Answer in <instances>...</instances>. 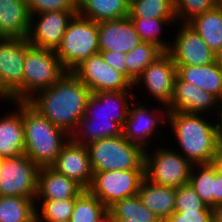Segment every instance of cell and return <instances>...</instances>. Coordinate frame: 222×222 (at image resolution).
I'll return each instance as SVG.
<instances>
[{
  "label": "cell",
  "instance_id": "ee69618b",
  "mask_svg": "<svg viewBox=\"0 0 222 222\" xmlns=\"http://www.w3.org/2000/svg\"><path fill=\"white\" fill-rule=\"evenodd\" d=\"M220 106H221L220 107V113H219V116H218L216 121H218L220 138H221V141H222V103H221Z\"/></svg>",
  "mask_w": 222,
  "mask_h": 222
},
{
  "label": "cell",
  "instance_id": "cb8c5ba5",
  "mask_svg": "<svg viewBox=\"0 0 222 222\" xmlns=\"http://www.w3.org/2000/svg\"><path fill=\"white\" fill-rule=\"evenodd\" d=\"M138 196L162 222L175 211L176 188L158 185L144 178Z\"/></svg>",
  "mask_w": 222,
  "mask_h": 222
},
{
  "label": "cell",
  "instance_id": "7402d4cb",
  "mask_svg": "<svg viewBox=\"0 0 222 222\" xmlns=\"http://www.w3.org/2000/svg\"><path fill=\"white\" fill-rule=\"evenodd\" d=\"M30 17L27 0H0V38H27Z\"/></svg>",
  "mask_w": 222,
  "mask_h": 222
},
{
  "label": "cell",
  "instance_id": "603a6c76",
  "mask_svg": "<svg viewBox=\"0 0 222 222\" xmlns=\"http://www.w3.org/2000/svg\"><path fill=\"white\" fill-rule=\"evenodd\" d=\"M177 76L214 95L222 103V68L217 61L200 66L176 65Z\"/></svg>",
  "mask_w": 222,
  "mask_h": 222
},
{
  "label": "cell",
  "instance_id": "d590c367",
  "mask_svg": "<svg viewBox=\"0 0 222 222\" xmlns=\"http://www.w3.org/2000/svg\"><path fill=\"white\" fill-rule=\"evenodd\" d=\"M212 211L195 192L194 188L187 183L176 188L175 211Z\"/></svg>",
  "mask_w": 222,
  "mask_h": 222
},
{
  "label": "cell",
  "instance_id": "5bb4252c",
  "mask_svg": "<svg viewBox=\"0 0 222 222\" xmlns=\"http://www.w3.org/2000/svg\"><path fill=\"white\" fill-rule=\"evenodd\" d=\"M136 101L137 99L135 98V100L131 103L132 106L130 105L129 107L127 120L125 121V125L122 128V135L129 142L140 146L144 151L148 148L150 151L149 145L150 143H152L153 139H156V134L154 133L159 134L158 132H156V128L158 126H161L160 122L162 123V125L164 123L166 124V119H168V109L167 107H160V110H158V112L159 114L161 113L160 115L162 117H158L159 114L155 109H151L150 107L146 106V104H142L139 100L137 101L139 104L138 105ZM161 108L163 111L161 110ZM151 138L153 139L151 140Z\"/></svg>",
  "mask_w": 222,
  "mask_h": 222
},
{
  "label": "cell",
  "instance_id": "f6af8a7d",
  "mask_svg": "<svg viewBox=\"0 0 222 222\" xmlns=\"http://www.w3.org/2000/svg\"><path fill=\"white\" fill-rule=\"evenodd\" d=\"M216 61L218 65L222 68V48L216 53Z\"/></svg>",
  "mask_w": 222,
  "mask_h": 222
},
{
  "label": "cell",
  "instance_id": "83f0119b",
  "mask_svg": "<svg viewBox=\"0 0 222 222\" xmlns=\"http://www.w3.org/2000/svg\"><path fill=\"white\" fill-rule=\"evenodd\" d=\"M142 42L153 43L163 52H168L171 42L165 41L161 36L163 26H170L177 23L176 18H140L129 17ZM172 24V25H171ZM161 35V36H160ZM163 39V40H162Z\"/></svg>",
  "mask_w": 222,
  "mask_h": 222
},
{
  "label": "cell",
  "instance_id": "f35d334b",
  "mask_svg": "<svg viewBox=\"0 0 222 222\" xmlns=\"http://www.w3.org/2000/svg\"><path fill=\"white\" fill-rule=\"evenodd\" d=\"M103 60L112 66L115 70L121 72L128 78V72L125 62V53L114 51H99Z\"/></svg>",
  "mask_w": 222,
  "mask_h": 222
},
{
  "label": "cell",
  "instance_id": "7c38bea8",
  "mask_svg": "<svg viewBox=\"0 0 222 222\" xmlns=\"http://www.w3.org/2000/svg\"><path fill=\"white\" fill-rule=\"evenodd\" d=\"M72 72L92 93L131 91L133 88V83L124 74L107 64L100 53L82 61Z\"/></svg>",
  "mask_w": 222,
  "mask_h": 222
},
{
  "label": "cell",
  "instance_id": "484cf974",
  "mask_svg": "<svg viewBox=\"0 0 222 222\" xmlns=\"http://www.w3.org/2000/svg\"><path fill=\"white\" fill-rule=\"evenodd\" d=\"M217 53L222 48V7L206 11L187 23Z\"/></svg>",
  "mask_w": 222,
  "mask_h": 222
},
{
  "label": "cell",
  "instance_id": "44dd1931",
  "mask_svg": "<svg viewBox=\"0 0 222 222\" xmlns=\"http://www.w3.org/2000/svg\"><path fill=\"white\" fill-rule=\"evenodd\" d=\"M84 188L51 166L40 167L35 201L76 198Z\"/></svg>",
  "mask_w": 222,
  "mask_h": 222
},
{
  "label": "cell",
  "instance_id": "b9f144b4",
  "mask_svg": "<svg viewBox=\"0 0 222 222\" xmlns=\"http://www.w3.org/2000/svg\"><path fill=\"white\" fill-rule=\"evenodd\" d=\"M214 164L216 165L218 171L222 173V141L220 142L218 151L216 153Z\"/></svg>",
  "mask_w": 222,
  "mask_h": 222
},
{
  "label": "cell",
  "instance_id": "836d02e7",
  "mask_svg": "<svg viewBox=\"0 0 222 222\" xmlns=\"http://www.w3.org/2000/svg\"><path fill=\"white\" fill-rule=\"evenodd\" d=\"M35 203L41 206L36 209V216L39 221L69 222L74 211L75 198L42 200L35 201Z\"/></svg>",
  "mask_w": 222,
  "mask_h": 222
},
{
  "label": "cell",
  "instance_id": "d6986e66",
  "mask_svg": "<svg viewBox=\"0 0 222 222\" xmlns=\"http://www.w3.org/2000/svg\"><path fill=\"white\" fill-rule=\"evenodd\" d=\"M99 51L127 54L142 41L129 17L98 22Z\"/></svg>",
  "mask_w": 222,
  "mask_h": 222
},
{
  "label": "cell",
  "instance_id": "4316f807",
  "mask_svg": "<svg viewBox=\"0 0 222 222\" xmlns=\"http://www.w3.org/2000/svg\"><path fill=\"white\" fill-rule=\"evenodd\" d=\"M39 207L31 198L0 196V222H29Z\"/></svg>",
  "mask_w": 222,
  "mask_h": 222
},
{
  "label": "cell",
  "instance_id": "6da1fadb",
  "mask_svg": "<svg viewBox=\"0 0 222 222\" xmlns=\"http://www.w3.org/2000/svg\"><path fill=\"white\" fill-rule=\"evenodd\" d=\"M92 92L67 71L54 85L35 93L26 102L52 124L71 135L85 115Z\"/></svg>",
  "mask_w": 222,
  "mask_h": 222
},
{
  "label": "cell",
  "instance_id": "d4e9b609",
  "mask_svg": "<svg viewBox=\"0 0 222 222\" xmlns=\"http://www.w3.org/2000/svg\"><path fill=\"white\" fill-rule=\"evenodd\" d=\"M130 0H78V15L100 22L129 16Z\"/></svg>",
  "mask_w": 222,
  "mask_h": 222
},
{
  "label": "cell",
  "instance_id": "ac0fdd59",
  "mask_svg": "<svg viewBox=\"0 0 222 222\" xmlns=\"http://www.w3.org/2000/svg\"><path fill=\"white\" fill-rule=\"evenodd\" d=\"M51 167L75 180L84 189H88L92 183L93 172L87 146L78 144L71 138L63 146Z\"/></svg>",
  "mask_w": 222,
  "mask_h": 222
},
{
  "label": "cell",
  "instance_id": "7bdbcfd3",
  "mask_svg": "<svg viewBox=\"0 0 222 222\" xmlns=\"http://www.w3.org/2000/svg\"><path fill=\"white\" fill-rule=\"evenodd\" d=\"M97 222H117L116 219L107 211Z\"/></svg>",
  "mask_w": 222,
  "mask_h": 222
},
{
  "label": "cell",
  "instance_id": "4fadbf2b",
  "mask_svg": "<svg viewBox=\"0 0 222 222\" xmlns=\"http://www.w3.org/2000/svg\"><path fill=\"white\" fill-rule=\"evenodd\" d=\"M77 13L78 10H61L31 15L27 35L29 44L34 48L56 50L69 22Z\"/></svg>",
  "mask_w": 222,
  "mask_h": 222
},
{
  "label": "cell",
  "instance_id": "e0dca14e",
  "mask_svg": "<svg viewBox=\"0 0 222 222\" xmlns=\"http://www.w3.org/2000/svg\"><path fill=\"white\" fill-rule=\"evenodd\" d=\"M220 105L221 102L211 93L176 76L173 96L167 109L168 111L191 114H206L209 113L208 111H212L210 113L212 114L216 109L215 114L218 117Z\"/></svg>",
  "mask_w": 222,
  "mask_h": 222
},
{
  "label": "cell",
  "instance_id": "f546056e",
  "mask_svg": "<svg viewBox=\"0 0 222 222\" xmlns=\"http://www.w3.org/2000/svg\"><path fill=\"white\" fill-rule=\"evenodd\" d=\"M194 167L198 170L195 171ZM189 183L201 200L208 207L213 208L215 194V164H194L191 170Z\"/></svg>",
  "mask_w": 222,
  "mask_h": 222
},
{
  "label": "cell",
  "instance_id": "5b68a950",
  "mask_svg": "<svg viewBox=\"0 0 222 222\" xmlns=\"http://www.w3.org/2000/svg\"><path fill=\"white\" fill-rule=\"evenodd\" d=\"M87 149L92 172L145 169V151L123 135L102 138Z\"/></svg>",
  "mask_w": 222,
  "mask_h": 222
},
{
  "label": "cell",
  "instance_id": "7a4b0ae2",
  "mask_svg": "<svg viewBox=\"0 0 222 222\" xmlns=\"http://www.w3.org/2000/svg\"><path fill=\"white\" fill-rule=\"evenodd\" d=\"M136 96L131 91L92 93L86 106L85 115L70 135L71 139L78 144L87 146L102 138L122 135V128L127 120L130 107L129 103H132L137 98Z\"/></svg>",
  "mask_w": 222,
  "mask_h": 222
},
{
  "label": "cell",
  "instance_id": "3957f363",
  "mask_svg": "<svg viewBox=\"0 0 222 222\" xmlns=\"http://www.w3.org/2000/svg\"><path fill=\"white\" fill-rule=\"evenodd\" d=\"M167 120L185 159L193 165L214 163L221 142L218 122L207 121L204 114L178 111H168Z\"/></svg>",
  "mask_w": 222,
  "mask_h": 222
},
{
  "label": "cell",
  "instance_id": "7dc6e473",
  "mask_svg": "<svg viewBox=\"0 0 222 222\" xmlns=\"http://www.w3.org/2000/svg\"><path fill=\"white\" fill-rule=\"evenodd\" d=\"M29 222H39V220H38V218H37V216H35L31 221H29Z\"/></svg>",
  "mask_w": 222,
  "mask_h": 222
},
{
  "label": "cell",
  "instance_id": "60d3db41",
  "mask_svg": "<svg viewBox=\"0 0 222 222\" xmlns=\"http://www.w3.org/2000/svg\"><path fill=\"white\" fill-rule=\"evenodd\" d=\"M212 222H222V203L212 208Z\"/></svg>",
  "mask_w": 222,
  "mask_h": 222
},
{
  "label": "cell",
  "instance_id": "2e32d148",
  "mask_svg": "<svg viewBox=\"0 0 222 222\" xmlns=\"http://www.w3.org/2000/svg\"><path fill=\"white\" fill-rule=\"evenodd\" d=\"M177 29L179 32H176L168 50L175 65L200 66L216 61V53L191 26L180 23Z\"/></svg>",
  "mask_w": 222,
  "mask_h": 222
},
{
  "label": "cell",
  "instance_id": "ab89813d",
  "mask_svg": "<svg viewBox=\"0 0 222 222\" xmlns=\"http://www.w3.org/2000/svg\"><path fill=\"white\" fill-rule=\"evenodd\" d=\"M222 203V173L218 171L215 165V194L214 206Z\"/></svg>",
  "mask_w": 222,
  "mask_h": 222
},
{
  "label": "cell",
  "instance_id": "8d00e7d4",
  "mask_svg": "<svg viewBox=\"0 0 222 222\" xmlns=\"http://www.w3.org/2000/svg\"><path fill=\"white\" fill-rule=\"evenodd\" d=\"M30 15L47 11L78 10V0H27Z\"/></svg>",
  "mask_w": 222,
  "mask_h": 222
},
{
  "label": "cell",
  "instance_id": "9a60e30c",
  "mask_svg": "<svg viewBox=\"0 0 222 222\" xmlns=\"http://www.w3.org/2000/svg\"><path fill=\"white\" fill-rule=\"evenodd\" d=\"M177 66L168 52L158 56L135 80L133 87L145 85L147 93L158 103L168 107L174 91Z\"/></svg>",
  "mask_w": 222,
  "mask_h": 222
},
{
  "label": "cell",
  "instance_id": "8fae6325",
  "mask_svg": "<svg viewBox=\"0 0 222 222\" xmlns=\"http://www.w3.org/2000/svg\"><path fill=\"white\" fill-rule=\"evenodd\" d=\"M144 178L145 169L93 172L88 190L109 208L116 201L138 195Z\"/></svg>",
  "mask_w": 222,
  "mask_h": 222
},
{
  "label": "cell",
  "instance_id": "277c9868",
  "mask_svg": "<svg viewBox=\"0 0 222 222\" xmlns=\"http://www.w3.org/2000/svg\"><path fill=\"white\" fill-rule=\"evenodd\" d=\"M24 154L37 166H51L71 136L23 102Z\"/></svg>",
  "mask_w": 222,
  "mask_h": 222
},
{
  "label": "cell",
  "instance_id": "30bf717a",
  "mask_svg": "<svg viewBox=\"0 0 222 222\" xmlns=\"http://www.w3.org/2000/svg\"><path fill=\"white\" fill-rule=\"evenodd\" d=\"M39 170L40 167L25 154L1 158L0 196H22L35 201Z\"/></svg>",
  "mask_w": 222,
  "mask_h": 222
},
{
  "label": "cell",
  "instance_id": "52a82bcc",
  "mask_svg": "<svg viewBox=\"0 0 222 222\" xmlns=\"http://www.w3.org/2000/svg\"><path fill=\"white\" fill-rule=\"evenodd\" d=\"M32 46L27 38H0V98L23 102L24 61Z\"/></svg>",
  "mask_w": 222,
  "mask_h": 222
},
{
  "label": "cell",
  "instance_id": "74e56055",
  "mask_svg": "<svg viewBox=\"0 0 222 222\" xmlns=\"http://www.w3.org/2000/svg\"><path fill=\"white\" fill-rule=\"evenodd\" d=\"M163 222H212V211L173 212Z\"/></svg>",
  "mask_w": 222,
  "mask_h": 222
},
{
  "label": "cell",
  "instance_id": "ffe728a7",
  "mask_svg": "<svg viewBox=\"0 0 222 222\" xmlns=\"http://www.w3.org/2000/svg\"><path fill=\"white\" fill-rule=\"evenodd\" d=\"M10 103L16 106L15 110L0 118V158L24 154L23 102Z\"/></svg>",
  "mask_w": 222,
  "mask_h": 222
},
{
  "label": "cell",
  "instance_id": "c3c4849f",
  "mask_svg": "<svg viewBox=\"0 0 222 222\" xmlns=\"http://www.w3.org/2000/svg\"><path fill=\"white\" fill-rule=\"evenodd\" d=\"M39 222H62V221H39Z\"/></svg>",
  "mask_w": 222,
  "mask_h": 222
},
{
  "label": "cell",
  "instance_id": "4dcf8cb0",
  "mask_svg": "<svg viewBox=\"0 0 222 222\" xmlns=\"http://www.w3.org/2000/svg\"><path fill=\"white\" fill-rule=\"evenodd\" d=\"M108 212L115 219H138L145 222H162L155 213L142 203L138 195L116 201L108 208Z\"/></svg>",
  "mask_w": 222,
  "mask_h": 222
},
{
  "label": "cell",
  "instance_id": "9c48e42d",
  "mask_svg": "<svg viewBox=\"0 0 222 222\" xmlns=\"http://www.w3.org/2000/svg\"><path fill=\"white\" fill-rule=\"evenodd\" d=\"M144 153L145 178L155 184L178 188L189 183L193 164L177 150L159 146Z\"/></svg>",
  "mask_w": 222,
  "mask_h": 222
},
{
  "label": "cell",
  "instance_id": "ba28073f",
  "mask_svg": "<svg viewBox=\"0 0 222 222\" xmlns=\"http://www.w3.org/2000/svg\"><path fill=\"white\" fill-rule=\"evenodd\" d=\"M66 72L55 50L31 47L24 61L23 102L54 85Z\"/></svg>",
  "mask_w": 222,
  "mask_h": 222
},
{
  "label": "cell",
  "instance_id": "f1b7e54d",
  "mask_svg": "<svg viewBox=\"0 0 222 222\" xmlns=\"http://www.w3.org/2000/svg\"><path fill=\"white\" fill-rule=\"evenodd\" d=\"M162 53L163 51L155 44L141 42L125 56L128 79L134 83L141 73Z\"/></svg>",
  "mask_w": 222,
  "mask_h": 222
},
{
  "label": "cell",
  "instance_id": "bcb514c9",
  "mask_svg": "<svg viewBox=\"0 0 222 222\" xmlns=\"http://www.w3.org/2000/svg\"><path fill=\"white\" fill-rule=\"evenodd\" d=\"M117 222H145L139 221L138 219H116Z\"/></svg>",
  "mask_w": 222,
  "mask_h": 222
},
{
  "label": "cell",
  "instance_id": "e575fe53",
  "mask_svg": "<svg viewBox=\"0 0 222 222\" xmlns=\"http://www.w3.org/2000/svg\"><path fill=\"white\" fill-rule=\"evenodd\" d=\"M219 5L220 0H174V11L177 24L181 22L188 23L194 17L212 10Z\"/></svg>",
  "mask_w": 222,
  "mask_h": 222
},
{
  "label": "cell",
  "instance_id": "1f68e13d",
  "mask_svg": "<svg viewBox=\"0 0 222 222\" xmlns=\"http://www.w3.org/2000/svg\"><path fill=\"white\" fill-rule=\"evenodd\" d=\"M108 208L88 189H84L76 198L74 211L69 222H97Z\"/></svg>",
  "mask_w": 222,
  "mask_h": 222
},
{
  "label": "cell",
  "instance_id": "8992f818",
  "mask_svg": "<svg viewBox=\"0 0 222 222\" xmlns=\"http://www.w3.org/2000/svg\"><path fill=\"white\" fill-rule=\"evenodd\" d=\"M55 53L67 71H72L88 57L99 53L98 22L76 14Z\"/></svg>",
  "mask_w": 222,
  "mask_h": 222
},
{
  "label": "cell",
  "instance_id": "d6a6232c",
  "mask_svg": "<svg viewBox=\"0 0 222 222\" xmlns=\"http://www.w3.org/2000/svg\"><path fill=\"white\" fill-rule=\"evenodd\" d=\"M128 17L176 18L174 0H130Z\"/></svg>",
  "mask_w": 222,
  "mask_h": 222
}]
</instances>
